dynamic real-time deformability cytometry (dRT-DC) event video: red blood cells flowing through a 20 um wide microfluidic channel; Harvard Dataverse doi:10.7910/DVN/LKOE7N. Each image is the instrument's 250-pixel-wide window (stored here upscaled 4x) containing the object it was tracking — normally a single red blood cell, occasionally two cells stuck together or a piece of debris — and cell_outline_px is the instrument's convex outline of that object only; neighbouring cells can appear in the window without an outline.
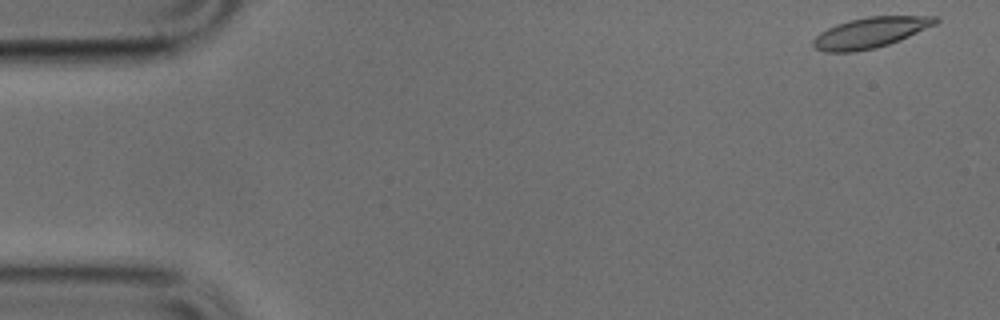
{"species": "common noctule bat (a hibernating species)", "species_latin": "Nyctalus noctula", "temperature_condition": "cold", "stored_images_in_passage": 24, "camera_frame_rate_fps": 3000, "um_per_image_px": 0.085, "animal": {"sex": "male", "body_mass_g": 17.9, "forearm_length_mm": 54.2}, "frame": {"image": 1, "passage_image": 1, "time_ms": 0.0, "image_size_px": [1000, 320], "cell_outline_px": [[940, 20], [936, 24], [900, 40], [876, 48], [856, 52], [824, 52], [816, 48], [812, 44], [812, 40], [820, 32], [836, 24], [848, 20], [868, 16], [936, 16]], "centroid_in_image_um": [73.97, 2.77], "position_along_channel_um": 11.0, "area_um2": 21.85}}
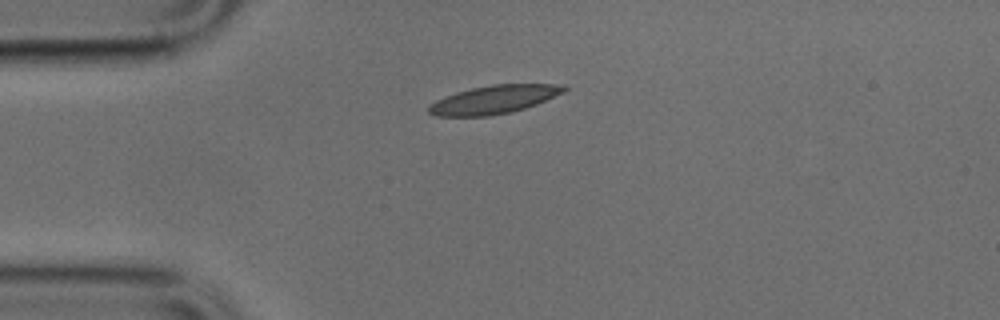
{"frame": {"image": 2, "passage_image": 11, "time_ms": 3.333, "image_size_px": [1000, 320], "cell_outline_px": [[568, 88], [564, 92], [536, 104], [512, 112], [488, 116], [436, 116], [428, 112], [428, 104], [436, 100], [456, 92], [472, 88], [492, 84], [564, 84]], "centroid_in_image_um": [41.98, 8.46], "position_along_channel_um": 43.0, "area_um2": 22.31}}
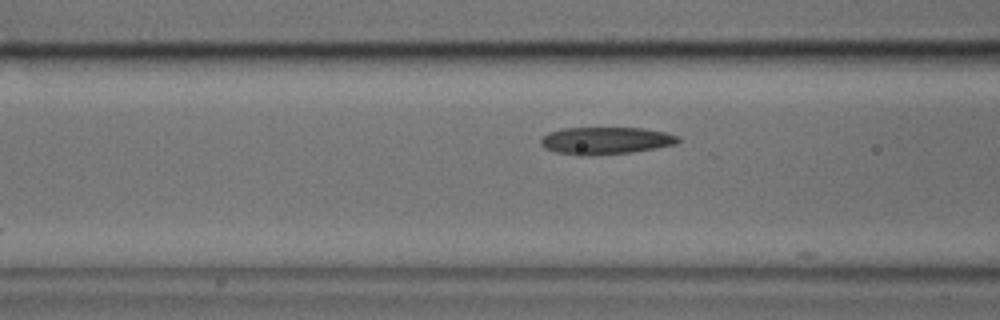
{"frame": {"image": 3, "passage_image": 18, "time_ms": 5.667, "image_size_px": [1000, 320], "cell_outline_px": [[680, 140], [676, 144], [656, 148], [632, 152], [588, 156], [576, 156], [556, 152], [544, 148], [540, 144], [540, 140], [548, 132], [560, 128], [644, 128], [664, 132], [680, 136]], "centroid_in_image_um": [51.46, 11.96], "position_along_channel_um": 115.1, "area_um2": 22.08}}